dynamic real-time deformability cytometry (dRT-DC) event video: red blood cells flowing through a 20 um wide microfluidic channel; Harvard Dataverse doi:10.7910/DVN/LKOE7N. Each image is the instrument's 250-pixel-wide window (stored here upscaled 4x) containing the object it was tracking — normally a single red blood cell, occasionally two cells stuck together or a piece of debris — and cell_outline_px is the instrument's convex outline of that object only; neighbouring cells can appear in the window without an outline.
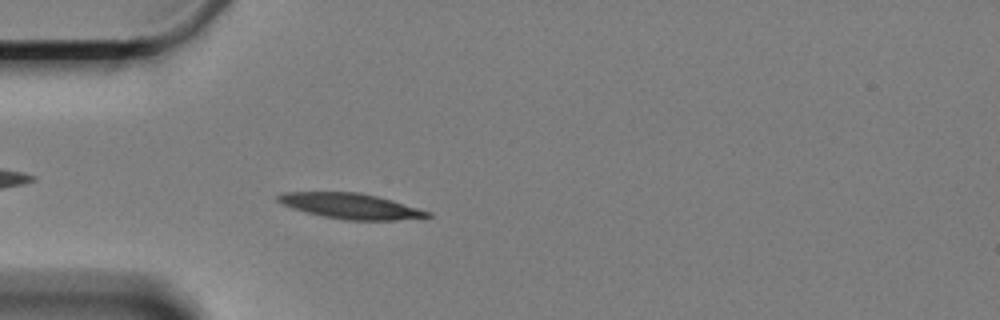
{"species": "Egyptian fruit bat (a non-hibernating species)", "species_latin": "Rousettus aegyptiacus", "temperature_condition": "cold", "stored_images_in_passage": 59, "camera_frame_rate_fps": 3000, "um_per_image_px": 0.085, "animal": {"sex": "female"}, "frame": {"image": 1, "passage_image": 16, "time_ms": 5.0, "image_size_px": [1000, 320], "cell_outline_px": [[432, 216], [396, 220], [344, 220], [324, 216], [292, 208], [276, 200], [276, 196], [280, 192], [360, 192], [392, 200], [432, 212]], "centroid_in_image_um": [29.8, 17.51], "position_along_channel_um": 55.2, "area_um2": 22.02}}
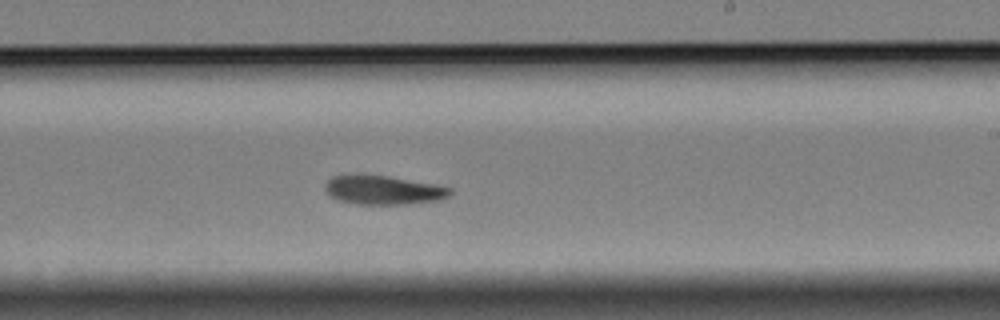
{"frame": {"image": 2, "passage_image": 35, "time_ms": 11.333, "image_size_px": [1000, 320], "cell_outline_px": [[452, 192], [448, 196], [440, 200], [408, 204], [356, 204], [336, 200], [324, 188], [324, 184], [332, 176], [388, 176], [436, 184], [452, 188]], "centroid_in_image_um": [32.62, 16.17], "position_along_channel_um": 256.4, "area_um2": 20.87}}
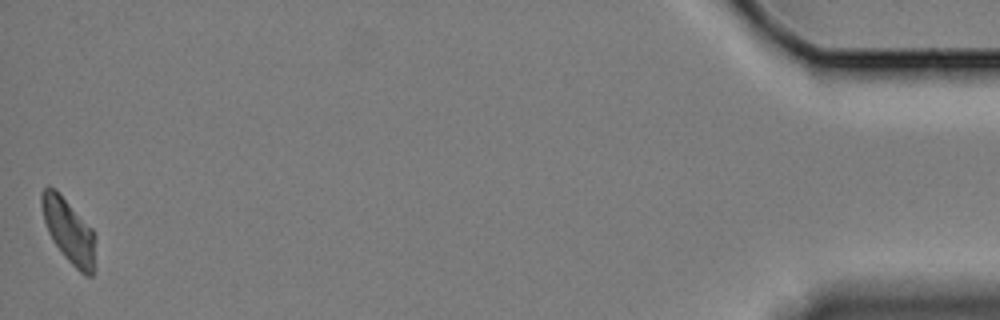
{"frame": {"image": 3, "passage_image": 59, "time_ms": 19.333, "image_size_px": [1000, 320], "cell_outline_px": [[96, 236], [92, 276], [84, 276], [64, 256], [52, 240], [48, 232], [44, 220], [40, 204], [40, 192], [44, 188], [56, 188], [92, 228]], "centroid_in_image_um": [5.84, 19.59], "position_along_channel_um": 429.4, "area_um2": 20.17}, "authors_computed_cell_mechanics": {"area_um2": 21.4438, "velocity_mm_per_s": 3.2793, "shape_relaxation_time_tau1_ms": 4.3905, "shape_relaxation_time_tau2_ms": null, "deformation_change_tau1": 0.135, "deformation_change_tau2": null}}